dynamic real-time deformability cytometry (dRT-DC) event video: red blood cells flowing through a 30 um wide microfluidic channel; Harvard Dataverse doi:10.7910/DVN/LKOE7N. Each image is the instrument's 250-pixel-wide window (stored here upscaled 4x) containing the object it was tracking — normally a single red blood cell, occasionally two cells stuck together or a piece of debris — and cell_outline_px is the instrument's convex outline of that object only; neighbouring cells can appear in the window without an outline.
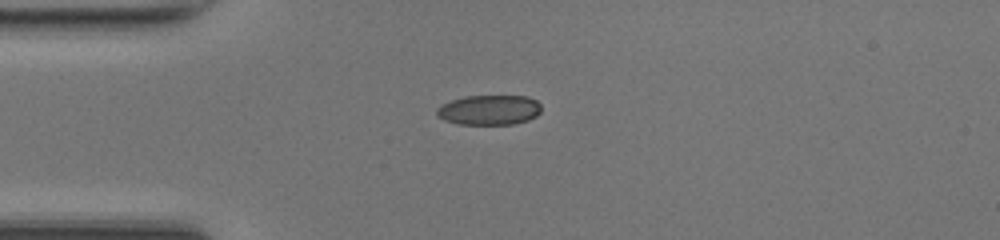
{"species": "common noctule bat (a hibernating species)", "species_latin": "Nyctalus noctula", "temperature_condition": "room temperature", "stored_images_in_passage": 37, "camera_frame_rate_fps": 3000, "um_per_image_px": 0.085, "animal": {"sex": "female", "body_mass_g": 17.0, "forearm_length_mm": 48.0}, "frame": {"image": 1, "passage_image": 1, "time_ms": 0.0, "image_size_px": [1000, 240], "cell_outline_px": [[540, 112], [536, 116], [528, 120], [512, 124], [456, 124], [444, 120], [436, 116], [436, 108], [452, 100], [468, 96], [528, 96], [536, 100], [540, 104]], "centroid_in_image_um": [41.58, 9.35], "position_along_channel_um": 43.4, "area_um2": 18.21}}
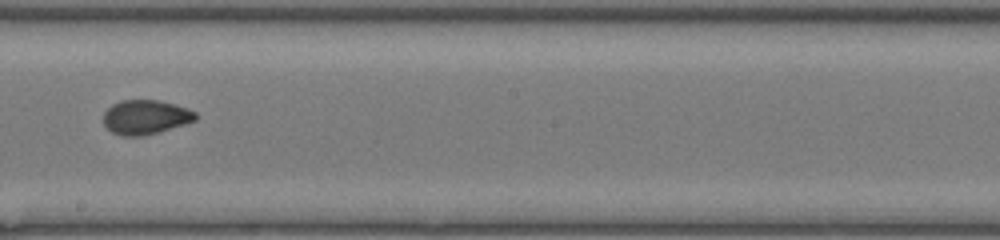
{"frame": {"image": 2, "passage_image": 16, "time_ms": 5.0, "image_size_px": [1000, 240], "cell_outline_px": [[196, 120], [160, 132], [140, 136], [124, 136], [112, 132], [104, 124], [104, 112], [112, 104], [120, 100], [156, 100], [188, 108], [196, 112]], "centroid_in_image_um": [12.36, 9.95], "position_along_channel_um": 235.8, "area_um2": 18.32}}
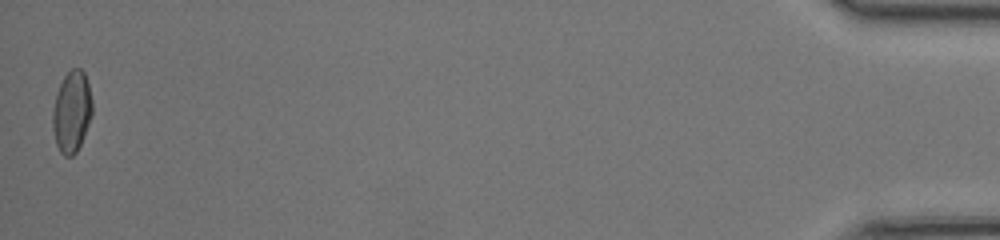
{"frame": {"image": 3, "passage_image": 37, "time_ms": 12.0, "image_size_px": [1000, 240], "cell_outline_px": [[92, 112], [88, 124], [80, 144], [76, 152], [72, 156], [64, 156], [60, 152], [56, 144], [52, 128], [52, 112], [56, 92], [64, 76], [72, 68], [80, 68], [84, 72], [88, 84], [92, 100]], "centroid_in_image_um": [6.08, 9.49], "position_along_channel_um": 429.1, "area_um2": 18.73}, "authors_computed_cell_mechanics": {"area_um2": 18.4382, "velocity_mm_per_s": 4.2477, "shape_relaxation_time_tau1_ms": 10.5676, "shape_relaxation_time_tau2_ms": 1.0335, "deformation_change_tau1": 0.2503, "deformation_change_tau2": 0.052}}